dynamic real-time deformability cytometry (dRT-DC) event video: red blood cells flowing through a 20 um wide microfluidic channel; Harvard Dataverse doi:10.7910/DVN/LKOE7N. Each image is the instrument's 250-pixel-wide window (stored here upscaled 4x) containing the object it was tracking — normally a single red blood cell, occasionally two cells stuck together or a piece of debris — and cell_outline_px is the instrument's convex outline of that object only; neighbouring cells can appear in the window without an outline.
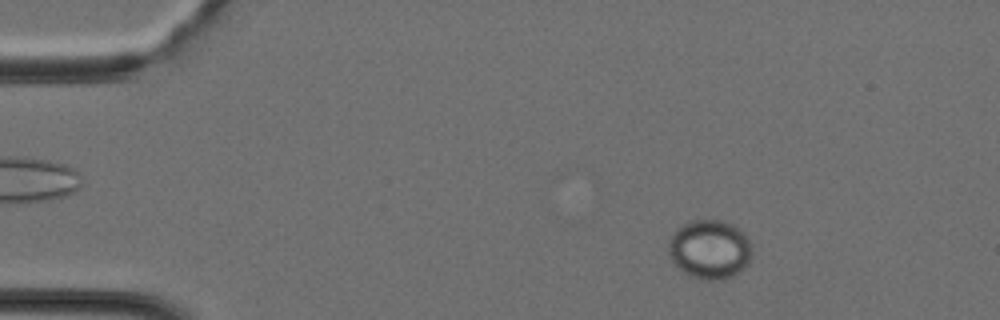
{"species": "Egyptian fruit bat (a non-hibernating species)", "species_latin": "Rousettus aegyptiacus", "temperature_condition": "cold", "stored_images_in_passage": 39, "camera_frame_rate_fps": 3000, "um_per_image_px": 0.085, "animal": {"sex": "female"}, "frame": {"image": 1, "passage_image": 5, "time_ms": 1.333, "image_size_px": [1000, 320], "cell_outline_px": [[752, 256], [748, 264], [740, 272], [732, 276], [720, 280], [700, 280], [688, 276], [672, 260], [668, 252], [668, 244], [672, 232], [676, 228], [692, 220], [724, 220], [740, 228], [744, 232], [752, 244]], "centroid_in_image_um": [60.35, 21.19], "position_along_channel_um": 24.7, "area_um2": 29.3}}
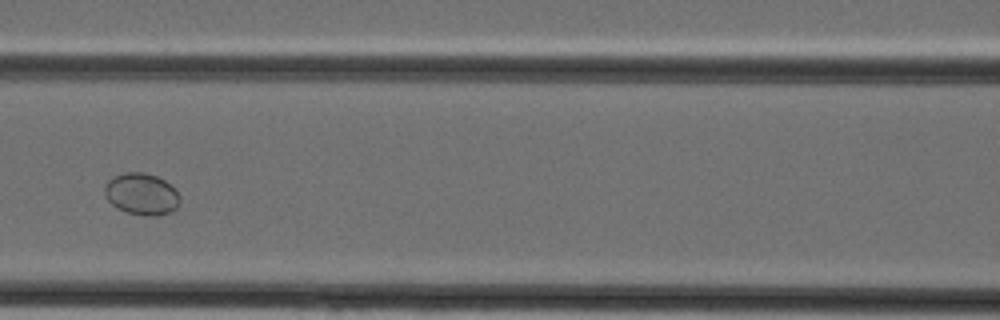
{"frame": {"image": 2, "passage_image": 17, "time_ms": 5.333, "image_size_px": [1000, 320], "cell_outline_px": [[180, 204], [172, 212], [160, 216], [144, 216], [128, 212], [116, 208], [104, 196], [104, 184], [112, 176], [124, 172], [144, 172], [156, 176], [172, 184], [176, 188], [180, 196]], "centroid_in_image_um": [12.05, 16.49], "position_along_channel_um": 154.6, "area_um2": 18.84}}
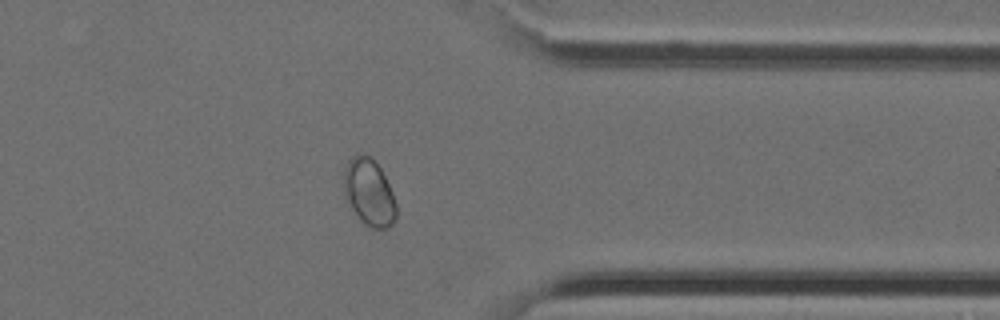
{"frame": {"image": 3, "passage_image": 31, "time_ms": 10.0, "image_size_px": [1000, 320], "cell_outline_px": [[396, 220], [388, 228], [372, 228], [364, 224], [360, 220], [344, 196], [344, 168], [348, 160], [356, 152], [368, 156], [380, 168], [392, 192], [396, 204]], "centroid_in_image_um": [31.36, 16.36], "position_along_channel_um": 380.0, "area_um2": 20.35}}